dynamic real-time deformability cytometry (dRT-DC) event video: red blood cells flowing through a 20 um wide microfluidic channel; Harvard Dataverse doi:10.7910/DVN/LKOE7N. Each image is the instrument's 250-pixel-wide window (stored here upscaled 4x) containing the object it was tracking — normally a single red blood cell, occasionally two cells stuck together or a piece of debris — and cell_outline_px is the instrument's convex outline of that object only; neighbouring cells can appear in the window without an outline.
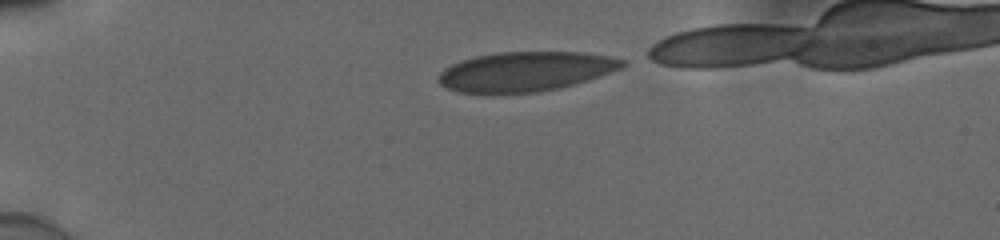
{"species": "human", "species_latin": "Homo sapiens", "temperature_condition": "cold", "stored_images_in_passage": 23, "camera_frame_rate_fps": 3000, "um_per_image_px": 0.085, "donor": {"sex": "male"}, "frame": {"image": 1, "passage_image": 1, "time_ms": 0.0, "image_size_px": [1000, 240], "cell_outline_px": [[628, 64], [620, 68], [588, 80], [576, 84], [560, 88], [540, 92], [492, 96], [488, 96], [456, 92], [440, 84], [436, 80], [440, 72], [444, 68], [452, 64], [476, 56], [500, 52], [580, 52], [608, 56], [628, 60]], "centroid_in_image_um": [44.62, 6.12], "position_along_channel_um": 40.4, "area_um2": 43.47}}
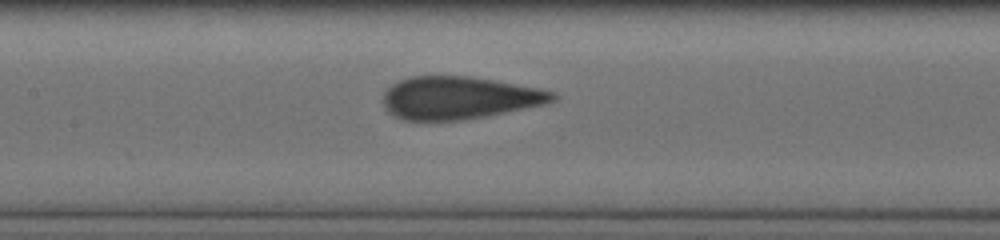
{"frame": {"image": 2, "passage_image": 12, "time_ms": 3.667, "image_size_px": [1000, 240], "cell_outline_px": [[556, 100], [544, 104], [484, 116], [460, 120], [404, 120], [392, 116], [384, 108], [384, 92], [392, 84], [400, 80], [412, 76], [468, 76], [540, 88], [556, 92]], "centroid_in_image_um": [39.0, 8.31], "position_along_channel_um": 168.4, "area_um2": 41.85}}
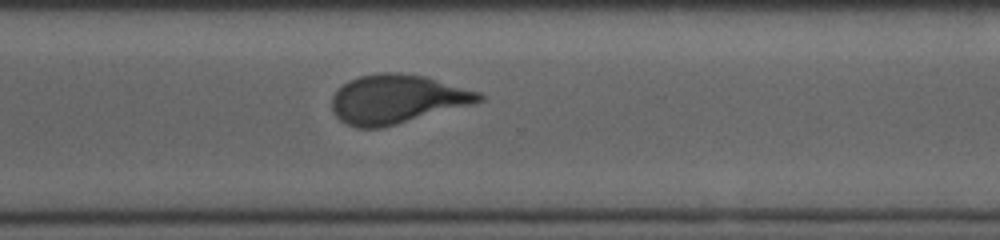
{"frame": {"image": 3, "passage_image": 23, "time_ms": 7.333, "image_size_px": [1000, 240], "cell_outline_px": [[484, 100], [396, 124], [380, 128], [356, 128], [340, 120], [332, 112], [332, 96], [348, 80], [360, 76], [380, 72], [400, 72], [424, 76], [480, 92], [484, 96]], "centroid_in_image_um": [33.7, 8.41], "position_along_channel_um": 336.9, "area_um2": 41.44}}